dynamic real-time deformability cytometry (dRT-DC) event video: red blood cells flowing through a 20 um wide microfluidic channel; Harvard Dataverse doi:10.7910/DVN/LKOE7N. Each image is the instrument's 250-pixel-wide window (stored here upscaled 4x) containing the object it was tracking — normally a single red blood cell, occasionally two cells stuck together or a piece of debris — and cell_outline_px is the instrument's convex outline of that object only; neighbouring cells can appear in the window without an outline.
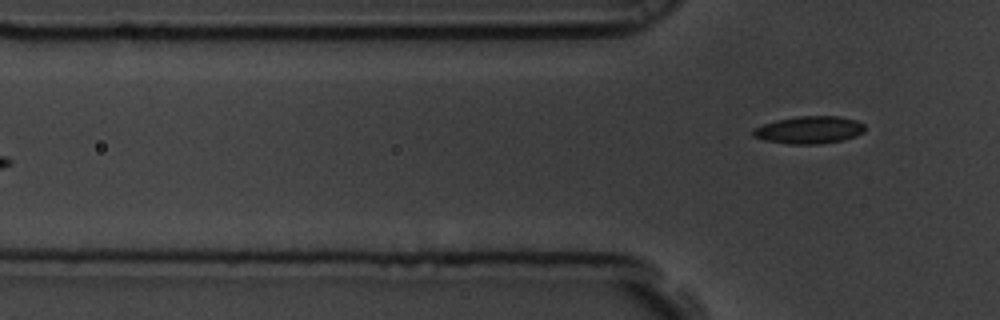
{"species": "common noctule bat (a hibernating species)", "species_latin": "Nyctalus noctula", "temperature_condition": "room temperature", "stored_images_in_passage": 6, "segment_of_instrument_passage": [2, 2], "camera_frame_rate_fps": 3000, "um_per_image_px": 0.085, "animal": {"sex": "male", "body_mass_g": 19.5, "forearm_length_mm": 54.6}, "frame": {"image": 1, "passage_image": 6, "time_ms": 1.667, "image_size_px": [1000, 320], "cell_outline_px": [[864, 132], [856, 136], [844, 140], [820, 144], [788, 144], [764, 140], [752, 136], [752, 132], [756, 128], [764, 124], [776, 120], [796, 116], [840, 116], [856, 120], [864, 124]], "centroid_in_image_um": [68.8, 11.04], "position_along_channel_um": 57.0, "area_um2": 17.98}}